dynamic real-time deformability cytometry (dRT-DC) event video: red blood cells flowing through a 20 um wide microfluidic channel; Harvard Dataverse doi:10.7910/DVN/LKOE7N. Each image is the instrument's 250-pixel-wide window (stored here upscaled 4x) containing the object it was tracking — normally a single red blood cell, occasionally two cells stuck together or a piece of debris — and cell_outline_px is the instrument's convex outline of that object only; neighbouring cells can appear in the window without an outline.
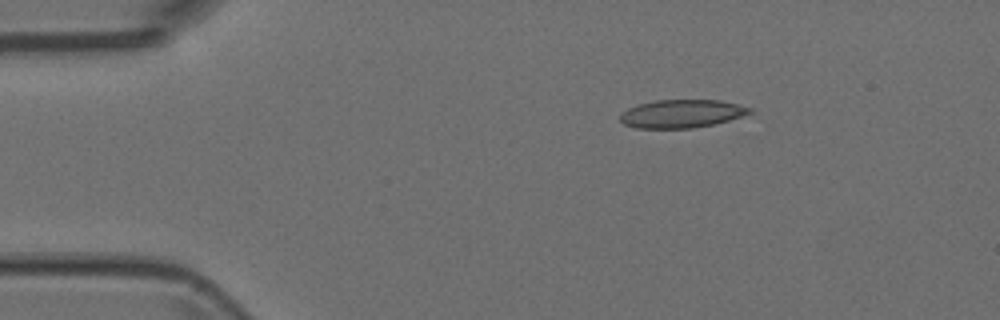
{"species": "Egyptian fruit bat (a non-hibernating species)", "species_latin": "Rousettus aegyptiacus", "temperature_condition": "room temperature", "stored_images_in_passage": 2, "camera_frame_rate_fps": 3000, "um_per_image_px": 0.085, "animal": {"sex": "female"}, "frame": {"image": 1, "passage_image": 1, "time_ms": 0.0, "image_size_px": [1000, 320], "cell_outline_px": [[756, 112], [728, 120], [712, 124], [692, 128], [636, 128], [624, 124], [620, 120], [620, 116], [628, 108], [640, 104], [656, 100], [720, 100], [752, 108]], "centroid_in_image_um": [57.97, 9.66], "position_along_channel_um": 27.0, "area_um2": 21.1}}